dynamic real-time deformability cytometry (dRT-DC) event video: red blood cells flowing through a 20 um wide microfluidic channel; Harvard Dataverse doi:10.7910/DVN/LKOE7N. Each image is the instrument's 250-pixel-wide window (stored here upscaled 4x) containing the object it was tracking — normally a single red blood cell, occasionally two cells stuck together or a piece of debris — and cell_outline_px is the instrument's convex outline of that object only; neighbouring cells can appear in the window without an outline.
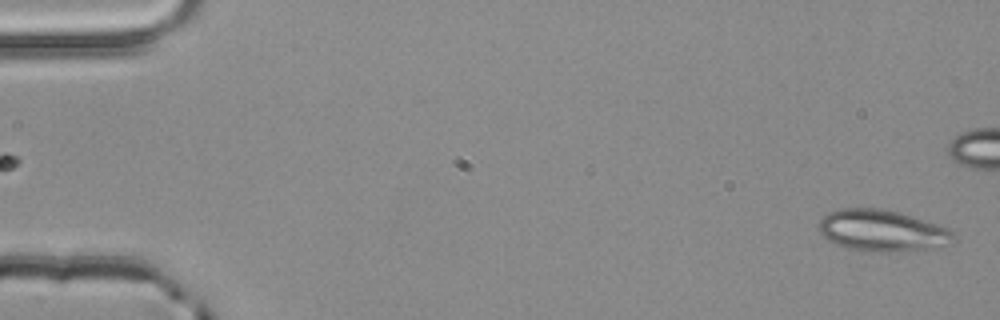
{"species": "common noctule bat (a hibernating species)", "species_latin": "Nyctalus noctula", "temperature_condition": "room temperature", "stored_images_in_passage": 2, "camera_frame_rate_fps": 3000, "um_per_image_px": 0.085, "animal": {"sex": "male", "body_mass_g": 20.4}, "frame": {"image": 1, "passage_image": 2, "time_ms": 0.333, "image_size_px": [1000, 320], "cell_outline_px": [[956, 240], [948, 244], [916, 252], [876, 252], [848, 248], [836, 244], [828, 240], [820, 232], [816, 224], [828, 212], [840, 208], [880, 208], [900, 212], [948, 228], [956, 236]], "centroid_in_image_um": [74.99, 19.61], "position_along_channel_um": 10.0, "area_um2": 33.0}}